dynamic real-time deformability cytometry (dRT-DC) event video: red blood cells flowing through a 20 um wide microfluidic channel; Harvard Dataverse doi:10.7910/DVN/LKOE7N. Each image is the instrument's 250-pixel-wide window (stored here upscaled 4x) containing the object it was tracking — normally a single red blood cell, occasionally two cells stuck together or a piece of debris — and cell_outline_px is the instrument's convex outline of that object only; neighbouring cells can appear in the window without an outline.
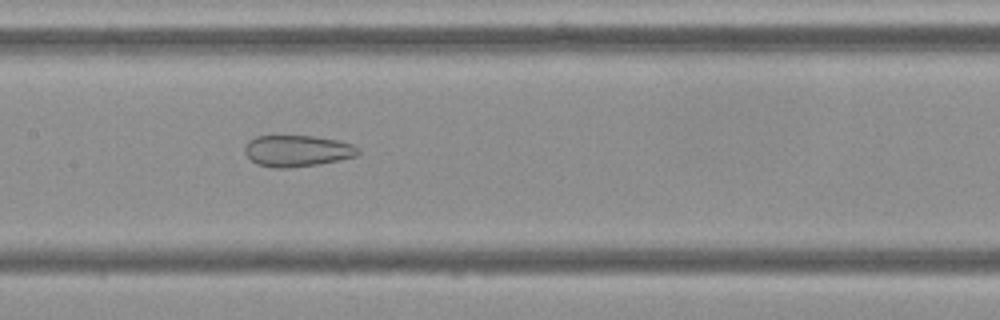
{"species": "Egyptian fruit bat (a non-hibernating species)", "species_latin": "Rousettus aegyptiacus", "temperature_condition": "cold", "stored_images_in_passage": 54, "segment_of_instrument_passage": [2, 2], "camera_frame_rate_fps": 3000, "um_per_image_px": 0.085, "frame": {"image": 1, "passage_image": 26, "time_ms": 8.333, "image_size_px": [1000, 320], "cell_outline_px": [[360, 152], [356, 156], [340, 160], [320, 164], [288, 168], [272, 168], [256, 164], [244, 152], [244, 148], [248, 140], [256, 136], [312, 136], [336, 140], [352, 144], [360, 148]], "centroid_in_image_um": [25.26, 12.83], "position_along_channel_um": 182.1, "area_um2": 20.87}}
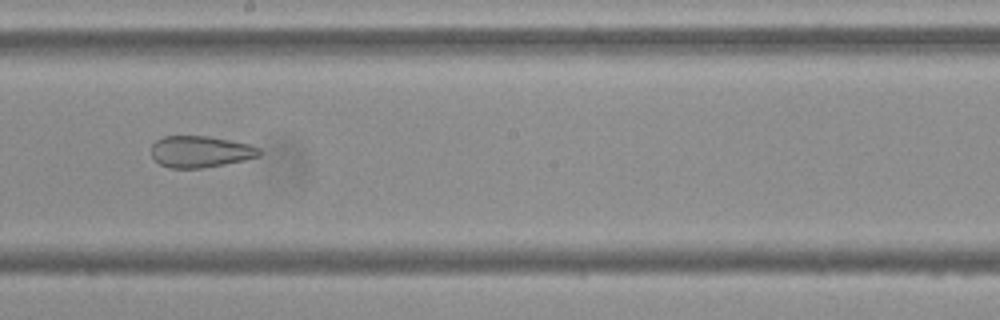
{"frame": {"image": 2, "passage_image": 30, "time_ms": 9.667, "image_size_px": [1000, 320], "cell_outline_px": [[264, 152], [260, 156], [244, 160], [224, 164], [200, 168], [168, 168], [160, 164], [152, 156], [152, 144], [156, 140], [164, 136], [208, 136], [248, 144], [260, 148]], "centroid_in_image_um": [17.05, 12.89], "position_along_channel_um": 231.2, "area_um2": 19.83}}
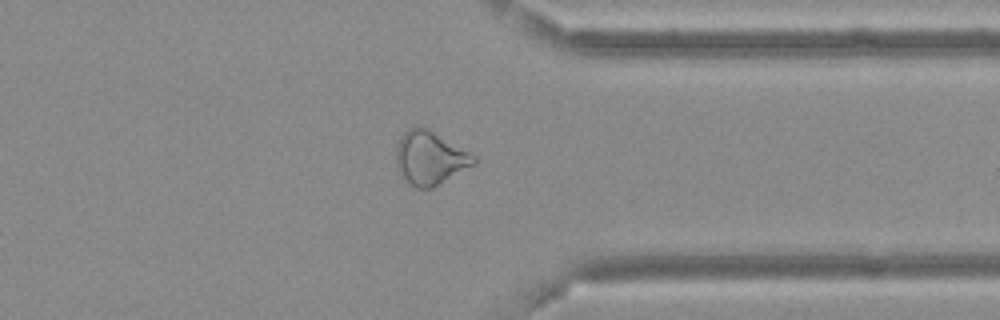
{"frame": {"image": 3, "passage_image": 42, "time_ms": 13.667, "image_size_px": [1000, 320], "cell_outline_px": [[476, 164], [432, 188], [416, 188], [396, 168], [396, 148], [400, 136], [408, 128], [420, 124], [428, 128], [476, 156]], "centroid_in_image_um": [36.54, 13.39], "position_along_channel_um": 374.9, "area_um2": 24.22}}